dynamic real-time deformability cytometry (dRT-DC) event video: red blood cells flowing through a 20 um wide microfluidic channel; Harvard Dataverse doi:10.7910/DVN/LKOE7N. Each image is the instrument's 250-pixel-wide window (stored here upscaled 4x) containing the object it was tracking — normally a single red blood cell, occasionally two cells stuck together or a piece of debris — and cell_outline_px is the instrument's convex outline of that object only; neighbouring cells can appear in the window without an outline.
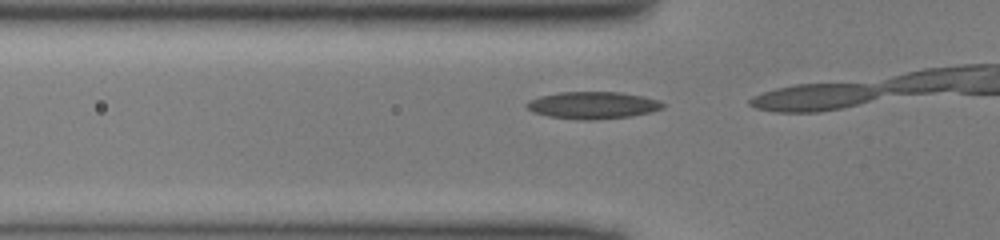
{"species": "common noctule bat (a hibernating species)", "species_latin": "Nyctalus noctula", "temperature_condition": "cold", "stored_images_in_passage": 3, "camera_frame_rate_fps": 3000, "um_per_image_px": 0.085, "animal": {"sex": "male", "body_mass_g": 13.0, "forearm_length_mm": 53.1}, "frame": {"image": 1, "passage_image": 2, "time_ms": 0.333, "image_size_px": [1000, 240], "cell_outline_px": [[664, 108], [652, 112], [632, 116], [592, 120], [580, 120], [548, 116], [532, 112], [524, 104], [528, 100], [540, 96], [560, 92], [620, 92], [644, 96], [660, 100], [664, 104]], "centroid_in_image_um": [50.4, 8.94], "position_along_channel_um": 75.4, "area_um2": 21.73}}